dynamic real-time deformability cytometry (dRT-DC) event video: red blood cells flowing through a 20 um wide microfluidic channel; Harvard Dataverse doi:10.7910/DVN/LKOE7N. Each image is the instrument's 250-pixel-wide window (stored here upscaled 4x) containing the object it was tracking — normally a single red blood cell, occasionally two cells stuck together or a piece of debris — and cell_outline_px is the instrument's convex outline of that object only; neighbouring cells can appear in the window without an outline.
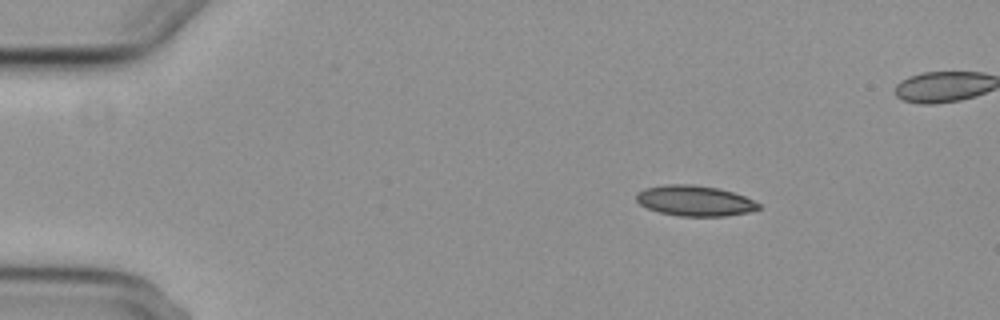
{"species": "common noctule bat (a hibernating species)", "species_latin": "Nyctalus noctula", "temperature_condition": "cold", "stored_images_in_passage": 6, "camera_frame_rate_fps": 3000, "um_per_image_px": 0.085, "animal": {"sex": "female", "body_mass_g": 29.2, "forearm_length_mm": 56.3}, "frame": {"image": 1, "passage_image": 3, "time_ms": 2.333, "image_size_px": [1000, 320], "cell_outline_px": [[760, 208], [748, 212], [724, 216], [680, 216], [660, 212], [648, 208], [640, 204], [636, 200], [636, 196], [644, 188], [668, 184], [692, 184], [720, 188], [744, 196], [760, 204]], "centroid_in_image_um": [59.06, 17.06], "position_along_channel_um": 25.9, "area_um2": 21.56}}